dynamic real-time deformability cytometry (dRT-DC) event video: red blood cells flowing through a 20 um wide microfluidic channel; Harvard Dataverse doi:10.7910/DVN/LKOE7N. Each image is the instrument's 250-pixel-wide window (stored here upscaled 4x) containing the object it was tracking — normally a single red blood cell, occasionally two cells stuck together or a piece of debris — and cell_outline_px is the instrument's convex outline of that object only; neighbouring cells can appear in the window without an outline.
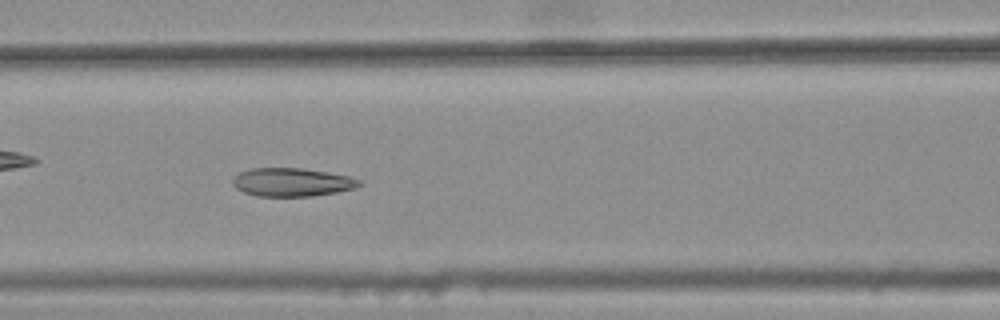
{"species": "common noctule bat (a hibernating species)", "species_latin": "Nyctalus noctula", "temperature_condition": "warm", "stored_images_in_passage": 37, "camera_frame_rate_fps": 3000, "um_per_image_px": 0.085, "animal": {"sex": "female", "body_mass_g": 25.1}, "frame": {"image": 1, "passage_image": 15, "time_ms": 4.667, "image_size_px": [1000, 320], "cell_outline_px": [[364, 184], [356, 188], [336, 192], [312, 196], [256, 196], [244, 192], [236, 188], [232, 184], [232, 180], [240, 172], [252, 168], [304, 168], [328, 172], [348, 176], [360, 180]], "centroid_in_image_um": [24.84, 15.48], "position_along_channel_um": 141.8, "area_um2": 20.98}}
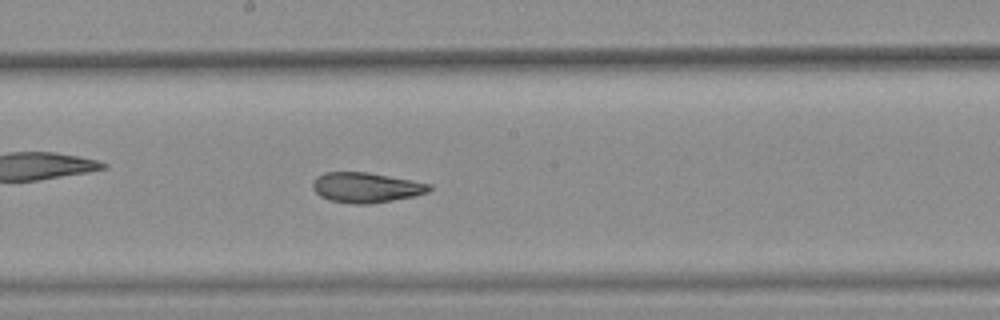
{"frame": {"image": 2, "passage_image": 21, "time_ms": 6.667, "image_size_px": [1000, 320], "cell_outline_px": [[432, 188], [428, 192], [412, 196], [392, 200], [368, 204], [352, 204], [328, 200], [320, 196], [312, 188], [312, 184], [316, 176], [324, 172], [368, 172], [412, 180], [432, 184]], "centroid_in_image_um": [31.09, 15.93], "position_along_channel_um": 217.1, "area_um2": 20.52}}
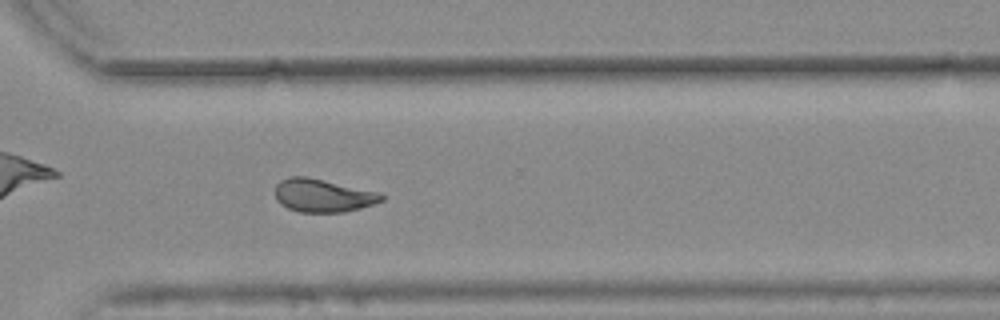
{"frame": {"image": 3, "passage_image": 31, "time_ms": 10.0, "image_size_px": [1000, 320], "cell_outline_px": [[384, 200], [360, 208], [344, 212], [300, 212], [288, 208], [280, 204], [276, 200], [276, 184], [280, 180], [292, 176], [308, 176], [380, 192], [384, 196]], "centroid_in_image_um": [27.44, 16.61], "position_along_channel_um": 343.2, "area_um2": 20.63}, "authors_computed_cell_mechanics": {"area_um2": 20.9814, "velocity_mm_per_s": 3.7712, "shape_relaxation_time_tau1_ms": null, "shape_relaxation_time_tau2_ms": 1.8816, "deformation_change_tau1": null, "deformation_change_tau2": 0.0877}}